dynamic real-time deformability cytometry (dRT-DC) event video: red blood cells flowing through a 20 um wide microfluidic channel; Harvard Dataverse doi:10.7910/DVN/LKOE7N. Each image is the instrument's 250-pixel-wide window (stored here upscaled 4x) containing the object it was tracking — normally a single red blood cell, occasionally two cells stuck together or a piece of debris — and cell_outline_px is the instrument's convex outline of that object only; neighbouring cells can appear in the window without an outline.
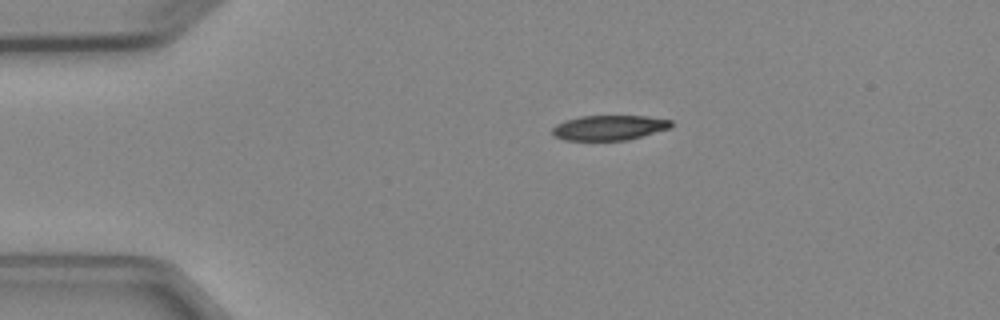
{"species": "Egyptian fruit bat (a non-hibernating species)", "species_latin": "Rousettus aegyptiacus", "temperature_condition": "cold", "stored_images_in_passage": 3, "camera_frame_rate_fps": 3000, "um_per_image_px": 0.085, "animal": {"sex": "female"}, "frame": {"image": 1, "passage_image": 1, "time_ms": 0.0, "image_size_px": [1000, 320], "cell_outline_px": [[672, 128], [628, 140], [564, 140], [556, 136], [552, 132], [552, 128], [556, 124], [564, 120], [580, 116], [648, 116], [672, 120]], "centroid_in_image_um": [51.81, 10.85], "position_along_channel_um": 33.2, "area_um2": 17.4}}
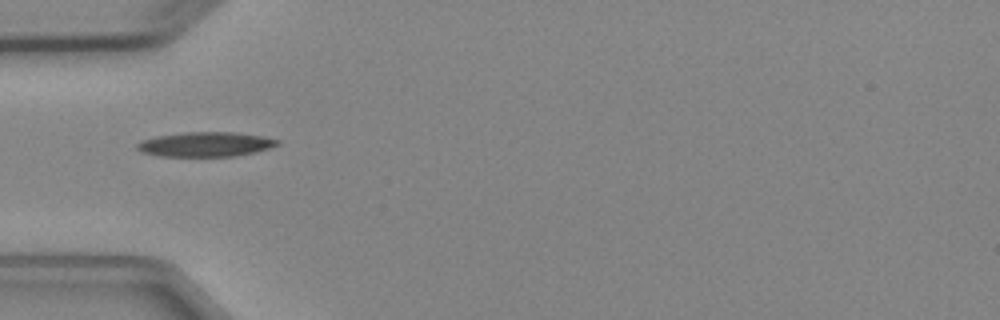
{"frame": {"image": 2, "passage_image": 3, "time_ms": 2.0, "image_size_px": [1000, 320], "cell_outline_px": [[280, 144], [256, 152], [236, 156], [156, 156], [144, 152], [136, 148], [136, 144], [144, 140], [156, 136], [184, 132], [232, 132], [260, 136], [280, 140]], "centroid_in_image_um": [17.47, 12.27], "position_along_channel_um": 67.5, "area_um2": 20.0}}